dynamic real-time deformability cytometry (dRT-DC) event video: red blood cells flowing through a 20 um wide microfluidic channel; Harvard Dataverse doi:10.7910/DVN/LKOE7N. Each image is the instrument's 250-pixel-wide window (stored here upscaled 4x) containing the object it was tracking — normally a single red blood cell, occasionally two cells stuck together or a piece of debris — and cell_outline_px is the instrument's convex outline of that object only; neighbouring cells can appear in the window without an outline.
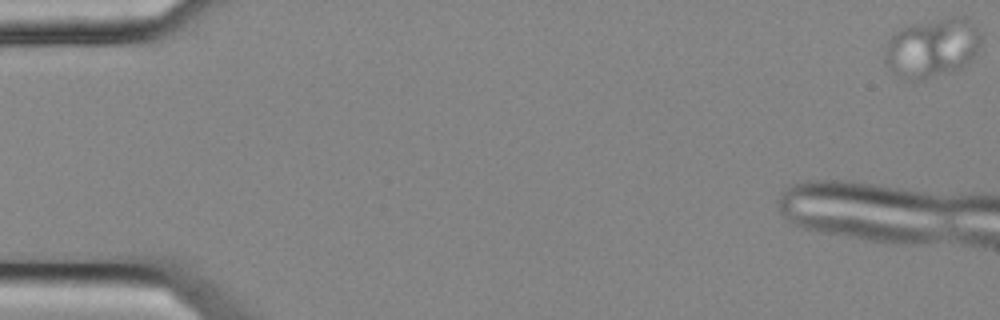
{"species": "common noctule bat (a hibernating species)", "species_latin": "Nyctalus noctula", "temperature_condition": "cold", "stored_images_in_passage": 12, "camera_frame_rate_fps": 3000, "um_per_image_px": 0.085, "animal": {"sex": "female", "body_mass_g": 25.1}, "frame": {"image": 1, "passage_image": 1, "time_ms": 0.0, "image_size_px": [1000, 320], "cell_outline_px": [[980, 44], [976, 52], [956, 72], [912, 84], [904, 84], [888, 68], [880, 56], [888, 40], [896, 32], [904, 28], [952, 16], [964, 16], [980, 32]], "centroid_in_image_um": [79.14, 4.18], "position_along_channel_um": 5.9, "area_um2": 33.99}}